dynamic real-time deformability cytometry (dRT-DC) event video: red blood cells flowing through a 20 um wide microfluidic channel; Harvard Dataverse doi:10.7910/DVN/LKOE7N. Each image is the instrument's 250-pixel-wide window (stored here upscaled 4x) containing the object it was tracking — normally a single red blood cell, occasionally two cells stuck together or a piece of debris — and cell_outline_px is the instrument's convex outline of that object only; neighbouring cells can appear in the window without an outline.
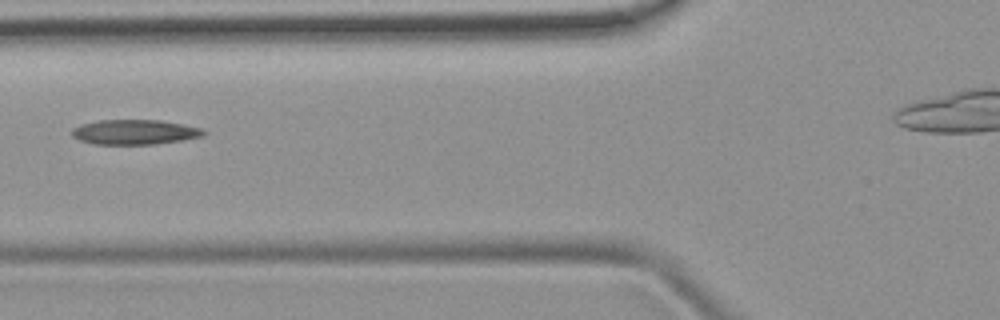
{"species": "common noctule bat (a hibernating species)", "species_latin": "Nyctalus noctula", "temperature_condition": "room temperature", "stored_images_in_passage": 6, "camera_frame_rate_fps": 3000, "um_per_image_px": 0.085, "animal": {"sex": "female", "body_mass_g": 19.9}, "frame": {"image": 1, "passage_image": 5, "time_ms": 5.667, "image_size_px": [1000, 320], "cell_outline_px": [[208, 132], [204, 136], [184, 140], [156, 144], [92, 144], [80, 140], [72, 136], [72, 128], [80, 124], [100, 120], [160, 120], [184, 124], [200, 128]], "centroid_in_image_um": [11.47, 11.22], "position_along_channel_um": 114.3, "area_um2": 19.25}}
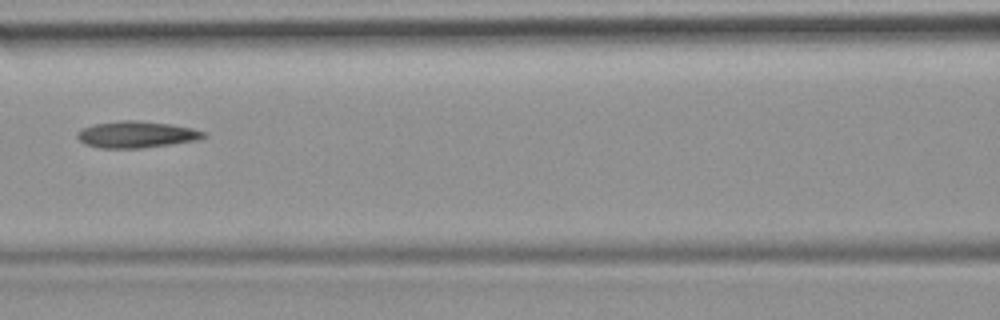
{"frame": {"image": 2, "passage_image": 6, "time_ms": 6.667, "image_size_px": [1000, 320], "cell_outline_px": [[208, 136], [196, 140], [172, 144], [140, 148], [100, 148], [84, 144], [76, 136], [76, 132], [84, 128], [96, 124], [120, 120], [136, 120], [172, 124], [192, 128], [204, 132]], "centroid_in_image_um": [11.6, 11.43], "position_along_channel_um": 155.0, "area_um2": 19.54}}